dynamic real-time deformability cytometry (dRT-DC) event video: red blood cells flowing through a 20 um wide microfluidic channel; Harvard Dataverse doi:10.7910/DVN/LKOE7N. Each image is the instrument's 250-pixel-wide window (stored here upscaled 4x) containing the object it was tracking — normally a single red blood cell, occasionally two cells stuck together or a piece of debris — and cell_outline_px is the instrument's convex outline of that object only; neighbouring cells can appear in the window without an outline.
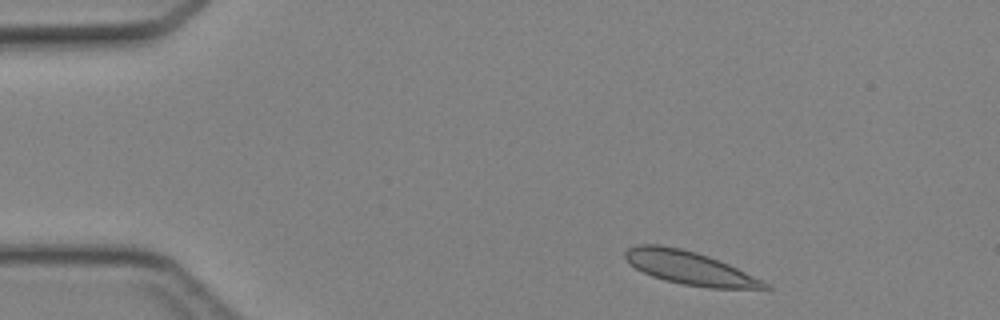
{"species": "Egyptian fruit bat (a non-hibernating species)", "species_latin": "Rousettus aegyptiacus", "temperature_condition": "cold", "stored_images_in_passage": 41, "camera_frame_rate_fps": 3000, "um_per_image_px": 0.085, "animal": {"sex": "female"}, "frame": {"image": 1, "passage_image": 2, "time_ms": 0.333, "image_size_px": [1000, 320], "cell_outline_px": [[772, 288], [708, 288], [684, 284], [664, 280], [652, 276], [636, 268], [624, 256], [624, 252], [628, 248], [636, 244], [660, 244], [680, 248], [696, 252], [708, 256], [728, 264], [768, 284]], "centroid_in_image_um": [58.55, 22.75], "position_along_channel_um": 26.5, "area_um2": 26.53}}
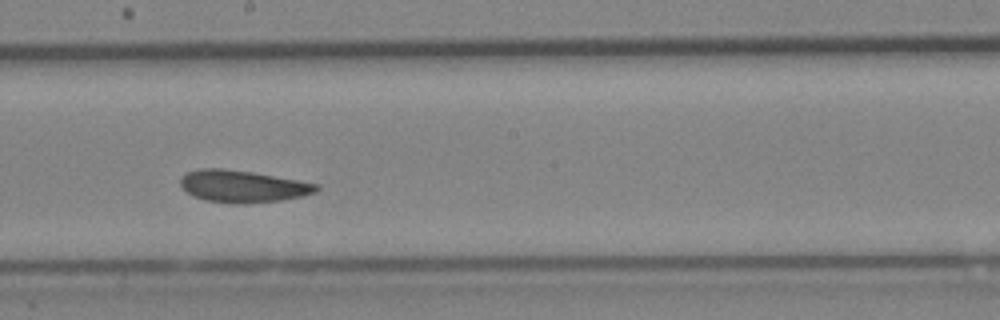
{"frame": {"image": 2, "passage_image": 21, "time_ms": 6.667, "image_size_px": [1000, 320], "cell_outline_px": [[320, 188], [316, 192], [304, 196], [280, 200], [244, 204], [204, 200], [192, 196], [180, 184], [180, 176], [188, 172], [200, 168], [220, 168], [252, 172], [320, 184]], "centroid_in_image_um": [20.64, 15.83], "position_along_channel_um": 227.6, "area_um2": 25.37}}
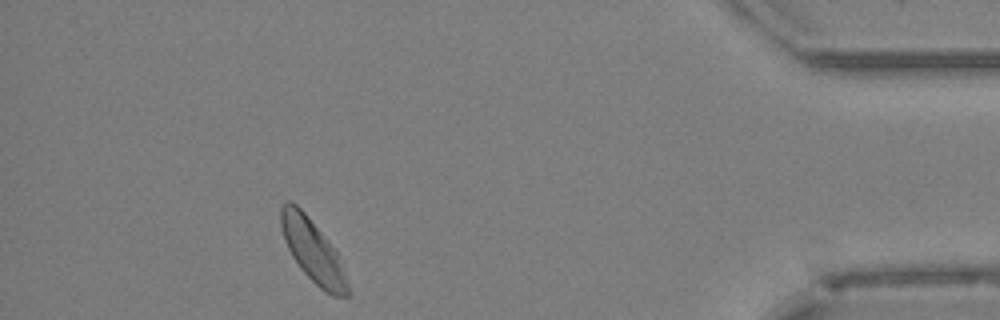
{"frame": {"image": 3, "passage_image": 37, "time_ms": 12.0, "image_size_px": [1000, 320], "cell_outline_px": [[348, 296], [332, 296], [324, 292], [300, 268], [292, 256], [284, 240], [280, 228], [280, 208], [288, 200], [296, 204], [304, 212], [336, 248], [348, 284]], "centroid_in_image_um": [26.57, 21.31], "position_along_channel_um": 408.6, "area_um2": 24.28}}